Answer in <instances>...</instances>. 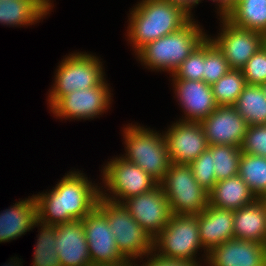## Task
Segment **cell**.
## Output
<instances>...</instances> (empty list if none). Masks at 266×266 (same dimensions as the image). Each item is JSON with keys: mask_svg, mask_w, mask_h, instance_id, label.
<instances>
[{"mask_svg": "<svg viewBox=\"0 0 266 266\" xmlns=\"http://www.w3.org/2000/svg\"><path fill=\"white\" fill-rule=\"evenodd\" d=\"M102 172V179L106 185L104 188L107 187L110 195L108 196V193L105 195V192L101 190V197L118 203H122L131 196L147 193L159 185L138 165L122 157L109 161Z\"/></svg>", "mask_w": 266, "mask_h": 266, "instance_id": "cell-9", "label": "cell"}, {"mask_svg": "<svg viewBox=\"0 0 266 266\" xmlns=\"http://www.w3.org/2000/svg\"><path fill=\"white\" fill-rule=\"evenodd\" d=\"M264 203H265V206H266V197L262 198Z\"/></svg>", "mask_w": 266, "mask_h": 266, "instance_id": "cell-40", "label": "cell"}, {"mask_svg": "<svg viewBox=\"0 0 266 266\" xmlns=\"http://www.w3.org/2000/svg\"><path fill=\"white\" fill-rule=\"evenodd\" d=\"M230 69L231 68L226 61L223 52L209 37H207L205 39L203 81L206 84L212 85Z\"/></svg>", "mask_w": 266, "mask_h": 266, "instance_id": "cell-30", "label": "cell"}, {"mask_svg": "<svg viewBox=\"0 0 266 266\" xmlns=\"http://www.w3.org/2000/svg\"><path fill=\"white\" fill-rule=\"evenodd\" d=\"M234 238L266 245V206L263 199L234 211Z\"/></svg>", "mask_w": 266, "mask_h": 266, "instance_id": "cell-22", "label": "cell"}, {"mask_svg": "<svg viewBox=\"0 0 266 266\" xmlns=\"http://www.w3.org/2000/svg\"><path fill=\"white\" fill-rule=\"evenodd\" d=\"M154 251L155 253H153ZM156 252V250L149 252L146 255L147 258L150 255L149 260L141 266H200L197 261L191 259L167 258L156 254ZM135 266L139 265L136 264Z\"/></svg>", "mask_w": 266, "mask_h": 266, "instance_id": "cell-35", "label": "cell"}, {"mask_svg": "<svg viewBox=\"0 0 266 266\" xmlns=\"http://www.w3.org/2000/svg\"><path fill=\"white\" fill-rule=\"evenodd\" d=\"M175 95L184 109L185 119L181 121L201 122L207 118L218 105L215 102L211 85L202 80L175 79Z\"/></svg>", "mask_w": 266, "mask_h": 266, "instance_id": "cell-17", "label": "cell"}, {"mask_svg": "<svg viewBox=\"0 0 266 266\" xmlns=\"http://www.w3.org/2000/svg\"><path fill=\"white\" fill-rule=\"evenodd\" d=\"M109 91L106 81L100 86L73 91L61 97L51 111L59 118L93 119L110 107Z\"/></svg>", "mask_w": 266, "mask_h": 266, "instance_id": "cell-13", "label": "cell"}, {"mask_svg": "<svg viewBox=\"0 0 266 266\" xmlns=\"http://www.w3.org/2000/svg\"><path fill=\"white\" fill-rule=\"evenodd\" d=\"M264 93H265V96H266V81L261 85Z\"/></svg>", "mask_w": 266, "mask_h": 266, "instance_id": "cell-38", "label": "cell"}, {"mask_svg": "<svg viewBox=\"0 0 266 266\" xmlns=\"http://www.w3.org/2000/svg\"><path fill=\"white\" fill-rule=\"evenodd\" d=\"M193 176L198 184L210 191L217 182L212 164V154L206 150L189 163Z\"/></svg>", "mask_w": 266, "mask_h": 266, "instance_id": "cell-32", "label": "cell"}, {"mask_svg": "<svg viewBox=\"0 0 266 266\" xmlns=\"http://www.w3.org/2000/svg\"><path fill=\"white\" fill-rule=\"evenodd\" d=\"M122 203L153 239L167 226L172 214L160 185L147 193L131 196Z\"/></svg>", "mask_w": 266, "mask_h": 266, "instance_id": "cell-12", "label": "cell"}, {"mask_svg": "<svg viewBox=\"0 0 266 266\" xmlns=\"http://www.w3.org/2000/svg\"><path fill=\"white\" fill-rule=\"evenodd\" d=\"M37 225V208L34 196L16 202L0 213V243L17 239Z\"/></svg>", "mask_w": 266, "mask_h": 266, "instance_id": "cell-21", "label": "cell"}, {"mask_svg": "<svg viewBox=\"0 0 266 266\" xmlns=\"http://www.w3.org/2000/svg\"><path fill=\"white\" fill-rule=\"evenodd\" d=\"M233 107L248 126L266 124V96L261 85L247 84Z\"/></svg>", "mask_w": 266, "mask_h": 266, "instance_id": "cell-25", "label": "cell"}, {"mask_svg": "<svg viewBox=\"0 0 266 266\" xmlns=\"http://www.w3.org/2000/svg\"><path fill=\"white\" fill-rule=\"evenodd\" d=\"M11 260H12V262H10V263H12V264L9 263L8 265L6 264V266H20V264H21V263H19L20 261L15 260V261L13 262V259H11ZM15 262H16V263H15Z\"/></svg>", "mask_w": 266, "mask_h": 266, "instance_id": "cell-37", "label": "cell"}, {"mask_svg": "<svg viewBox=\"0 0 266 266\" xmlns=\"http://www.w3.org/2000/svg\"><path fill=\"white\" fill-rule=\"evenodd\" d=\"M212 164L217 182L238 175L239 160L242 154L240 147L232 145H209Z\"/></svg>", "mask_w": 266, "mask_h": 266, "instance_id": "cell-27", "label": "cell"}, {"mask_svg": "<svg viewBox=\"0 0 266 266\" xmlns=\"http://www.w3.org/2000/svg\"><path fill=\"white\" fill-rule=\"evenodd\" d=\"M181 29L147 43L136 54L139 61L152 70L170 71L171 74L208 37L192 21Z\"/></svg>", "mask_w": 266, "mask_h": 266, "instance_id": "cell-3", "label": "cell"}, {"mask_svg": "<svg viewBox=\"0 0 266 266\" xmlns=\"http://www.w3.org/2000/svg\"><path fill=\"white\" fill-rule=\"evenodd\" d=\"M174 1L176 4L183 6L190 14H191V8H193V6H195L196 4H199V2L201 0H172ZM213 2H217V4H219V12H222V0H212Z\"/></svg>", "mask_w": 266, "mask_h": 266, "instance_id": "cell-36", "label": "cell"}, {"mask_svg": "<svg viewBox=\"0 0 266 266\" xmlns=\"http://www.w3.org/2000/svg\"><path fill=\"white\" fill-rule=\"evenodd\" d=\"M240 149L246 154L266 157V124L248 126Z\"/></svg>", "mask_w": 266, "mask_h": 266, "instance_id": "cell-34", "label": "cell"}, {"mask_svg": "<svg viewBox=\"0 0 266 266\" xmlns=\"http://www.w3.org/2000/svg\"><path fill=\"white\" fill-rule=\"evenodd\" d=\"M129 16L128 37L137 53L147 43L178 31L192 18L172 0H142Z\"/></svg>", "mask_w": 266, "mask_h": 266, "instance_id": "cell-2", "label": "cell"}, {"mask_svg": "<svg viewBox=\"0 0 266 266\" xmlns=\"http://www.w3.org/2000/svg\"><path fill=\"white\" fill-rule=\"evenodd\" d=\"M205 257L208 266H266V245L233 238L213 247Z\"/></svg>", "mask_w": 266, "mask_h": 266, "instance_id": "cell-16", "label": "cell"}, {"mask_svg": "<svg viewBox=\"0 0 266 266\" xmlns=\"http://www.w3.org/2000/svg\"><path fill=\"white\" fill-rule=\"evenodd\" d=\"M199 237L204 252L234 238V211L209 205L197 214Z\"/></svg>", "mask_w": 266, "mask_h": 266, "instance_id": "cell-19", "label": "cell"}, {"mask_svg": "<svg viewBox=\"0 0 266 266\" xmlns=\"http://www.w3.org/2000/svg\"><path fill=\"white\" fill-rule=\"evenodd\" d=\"M83 173L69 172L50 193L33 195L37 208V222L56 226L74 220H82L101 197V190Z\"/></svg>", "mask_w": 266, "mask_h": 266, "instance_id": "cell-1", "label": "cell"}, {"mask_svg": "<svg viewBox=\"0 0 266 266\" xmlns=\"http://www.w3.org/2000/svg\"><path fill=\"white\" fill-rule=\"evenodd\" d=\"M102 65L94 55L79 52L69 54L56 71L55 83L48 98L50 108L73 91L102 85L106 81Z\"/></svg>", "mask_w": 266, "mask_h": 266, "instance_id": "cell-6", "label": "cell"}, {"mask_svg": "<svg viewBox=\"0 0 266 266\" xmlns=\"http://www.w3.org/2000/svg\"><path fill=\"white\" fill-rule=\"evenodd\" d=\"M52 7L50 0H0V23L31 25L47 16Z\"/></svg>", "mask_w": 266, "mask_h": 266, "instance_id": "cell-24", "label": "cell"}, {"mask_svg": "<svg viewBox=\"0 0 266 266\" xmlns=\"http://www.w3.org/2000/svg\"><path fill=\"white\" fill-rule=\"evenodd\" d=\"M220 36L210 39L223 52L231 69H242L247 61L266 44V36L260 32L234 26L221 13Z\"/></svg>", "mask_w": 266, "mask_h": 266, "instance_id": "cell-11", "label": "cell"}, {"mask_svg": "<svg viewBox=\"0 0 266 266\" xmlns=\"http://www.w3.org/2000/svg\"><path fill=\"white\" fill-rule=\"evenodd\" d=\"M221 14L234 26L266 36V0H222Z\"/></svg>", "mask_w": 266, "mask_h": 266, "instance_id": "cell-20", "label": "cell"}, {"mask_svg": "<svg viewBox=\"0 0 266 266\" xmlns=\"http://www.w3.org/2000/svg\"><path fill=\"white\" fill-rule=\"evenodd\" d=\"M208 145L240 147L248 128L244 118L233 106H218L200 122Z\"/></svg>", "mask_w": 266, "mask_h": 266, "instance_id": "cell-15", "label": "cell"}, {"mask_svg": "<svg viewBox=\"0 0 266 266\" xmlns=\"http://www.w3.org/2000/svg\"><path fill=\"white\" fill-rule=\"evenodd\" d=\"M247 85L241 69H230L217 82L211 85L218 106H233Z\"/></svg>", "mask_w": 266, "mask_h": 266, "instance_id": "cell-28", "label": "cell"}, {"mask_svg": "<svg viewBox=\"0 0 266 266\" xmlns=\"http://www.w3.org/2000/svg\"><path fill=\"white\" fill-rule=\"evenodd\" d=\"M205 59V40L173 72L172 77L183 80H202Z\"/></svg>", "mask_w": 266, "mask_h": 266, "instance_id": "cell-31", "label": "cell"}, {"mask_svg": "<svg viewBox=\"0 0 266 266\" xmlns=\"http://www.w3.org/2000/svg\"><path fill=\"white\" fill-rule=\"evenodd\" d=\"M249 85H262L266 81V44L241 69Z\"/></svg>", "mask_w": 266, "mask_h": 266, "instance_id": "cell-33", "label": "cell"}, {"mask_svg": "<svg viewBox=\"0 0 266 266\" xmlns=\"http://www.w3.org/2000/svg\"><path fill=\"white\" fill-rule=\"evenodd\" d=\"M159 185L172 214L196 215L209 204L208 191L195 180L189 164L171 163Z\"/></svg>", "mask_w": 266, "mask_h": 266, "instance_id": "cell-7", "label": "cell"}, {"mask_svg": "<svg viewBox=\"0 0 266 266\" xmlns=\"http://www.w3.org/2000/svg\"><path fill=\"white\" fill-rule=\"evenodd\" d=\"M41 226L35 247L33 266H61L55 244L57 227L37 222Z\"/></svg>", "mask_w": 266, "mask_h": 266, "instance_id": "cell-29", "label": "cell"}, {"mask_svg": "<svg viewBox=\"0 0 266 266\" xmlns=\"http://www.w3.org/2000/svg\"><path fill=\"white\" fill-rule=\"evenodd\" d=\"M208 195L209 205L232 211L257 199L239 175L216 182Z\"/></svg>", "mask_w": 266, "mask_h": 266, "instance_id": "cell-23", "label": "cell"}, {"mask_svg": "<svg viewBox=\"0 0 266 266\" xmlns=\"http://www.w3.org/2000/svg\"><path fill=\"white\" fill-rule=\"evenodd\" d=\"M164 137L171 163L189 164L209 146L199 122L179 120L172 124Z\"/></svg>", "mask_w": 266, "mask_h": 266, "instance_id": "cell-14", "label": "cell"}, {"mask_svg": "<svg viewBox=\"0 0 266 266\" xmlns=\"http://www.w3.org/2000/svg\"><path fill=\"white\" fill-rule=\"evenodd\" d=\"M123 132L127 153L122 158L138 165L160 183L171 164L164 134L137 125H129Z\"/></svg>", "mask_w": 266, "mask_h": 266, "instance_id": "cell-4", "label": "cell"}, {"mask_svg": "<svg viewBox=\"0 0 266 266\" xmlns=\"http://www.w3.org/2000/svg\"><path fill=\"white\" fill-rule=\"evenodd\" d=\"M97 206L108 218L117 249L129 263H135L136 258L153 251V238L135 221L123 203L100 197Z\"/></svg>", "mask_w": 266, "mask_h": 266, "instance_id": "cell-5", "label": "cell"}, {"mask_svg": "<svg viewBox=\"0 0 266 266\" xmlns=\"http://www.w3.org/2000/svg\"><path fill=\"white\" fill-rule=\"evenodd\" d=\"M92 266H125L105 213L96 206L82 219Z\"/></svg>", "mask_w": 266, "mask_h": 266, "instance_id": "cell-10", "label": "cell"}, {"mask_svg": "<svg viewBox=\"0 0 266 266\" xmlns=\"http://www.w3.org/2000/svg\"><path fill=\"white\" fill-rule=\"evenodd\" d=\"M55 249L61 266H92L82 220L56 225Z\"/></svg>", "mask_w": 266, "mask_h": 266, "instance_id": "cell-18", "label": "cell"}, {"mask_svg": "<svg viewBox=\"0 0 266 266\" xmlns=\"http://www.w3.org/2000/svg\"><path fill=\"white\" fill-rule=\"evenodd\" d=\"M201 245L197 214H171L167 226L153 239V250L167 258L196 261ZM159 249V250H158Z\"/></svg>", "mask_w": 266, "mask_h": 266, "instance_id": "cell-8", "label": "cell"}, {"mask_svg": "<svg viewBox=\"0 0 266 266\" xmlns=\"http://www.w3.org/2000/svg\"><path fill=\"white\" fill-rule=\"evenodd\" d=\"M135 266V263H128V264H126L125 266Z\"/></svg>", "mask_w": 266, "mask_h": 266, "instance_id": "cell-39", "label": "cell"}, {"mask_svg": "<svg viewBox=\"0 0 266 266\" xmlns=\"http://www.w3.org/2000/svg\"><path fill=\"white\" fill-rule=\"evenodd\" d=\"M238 175L257 199L266 197V157L242 152Z\"/></svg>", "mask_w": 266, "mask_h": 266, "instance_id": "cell-26", "label": "cell"}]
</instances>
